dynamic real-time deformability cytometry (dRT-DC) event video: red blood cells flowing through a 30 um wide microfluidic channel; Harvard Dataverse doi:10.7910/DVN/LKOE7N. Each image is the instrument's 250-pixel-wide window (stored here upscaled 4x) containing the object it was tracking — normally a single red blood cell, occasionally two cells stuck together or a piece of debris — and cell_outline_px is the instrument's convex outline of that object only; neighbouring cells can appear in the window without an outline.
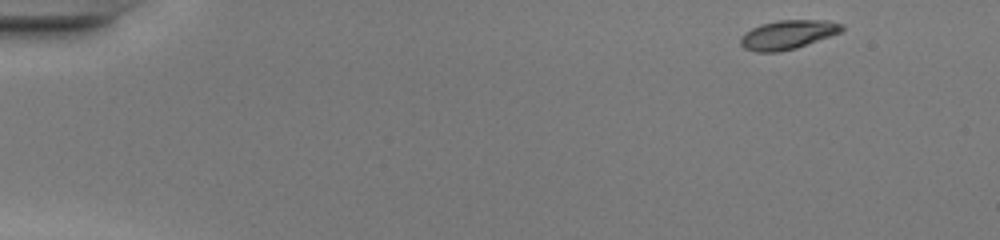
{"species": "common noctule bat (a hibernating species)", "species_latin": "Nyctalus noctula", "temperature_condition": "warm", "stored_images_in_passage": 45, "camera_frame_rate_fps": 3000, "um_per_image_px": 0.085, "animal": {"sex": "female", "body_mass_g": 20.0, "forearm_length_mm": 54.0}, "frame": {"image": 1, "passage_image": 1, "time_ms": 0.0, "image_size_px": [1000, 240], "cell_outline_px": [[844, 28], [840, 32], [796, 48], [776, 52], [756, 52], [744, 48], [740, 44], [740, 40], [744, 32], [760, 24], [780, 20], [828, 20], [844, 24]], "centroid_in_image_um": [66.95, 2.94], "position_along_channel_um": 18.1, "area_um2": 17.05}}
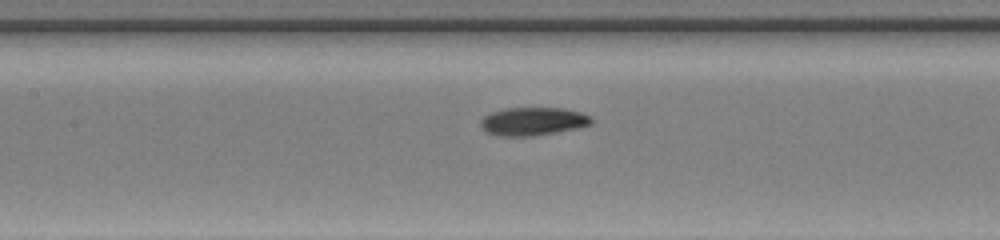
{"frame": {"image": 2, "passage_image": 20, "time_ms": 6.333, "image_size_px": [1000, 240], "cell_outline_px": [[592, 124], [576, 128], [556, 132], [532, 136], [500, 136], [484, 132], [480, 124], [480, 120], [484, 116], [492, 112], [504, 108], [564, 108], [580, 112], [592, 116]], "centroid_in_image_um": [45.28, 10.31], "position_along_channel_um": 162.1, "area_um2": 18.26}}
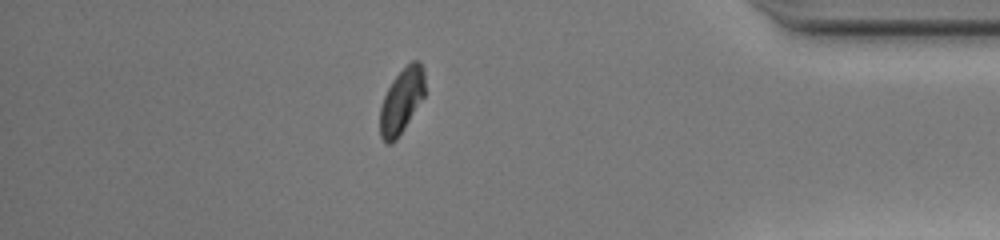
{"frame": {"image": 3, "passage_image": 39, "time_ms": 12.667, "image_size_px": [1000, 240], "cell_outline_px": [[424, 96], [404, 128], [396, 140], [392, 144], [384, 144], [380, 136], [380, 108], [384, 96], [392, 80], [412, 60], [420, 60], [424, 72]], "centroid_in_image_um": [34.12, 8.6], "position_along_channel_um": 401.1, "area_um2": 16.88}, "authors_computed_cell_mechanics": {"area_um2": 17.7446, "velocity_mm_per_s": 4.2695, "shape_relaxation_time_tau1_ms": 3.1348, "shape_relaxation_time_tau2_ms": null, "deformation_change_tau1": 0.1688, "deformation_change_tau2": null}}